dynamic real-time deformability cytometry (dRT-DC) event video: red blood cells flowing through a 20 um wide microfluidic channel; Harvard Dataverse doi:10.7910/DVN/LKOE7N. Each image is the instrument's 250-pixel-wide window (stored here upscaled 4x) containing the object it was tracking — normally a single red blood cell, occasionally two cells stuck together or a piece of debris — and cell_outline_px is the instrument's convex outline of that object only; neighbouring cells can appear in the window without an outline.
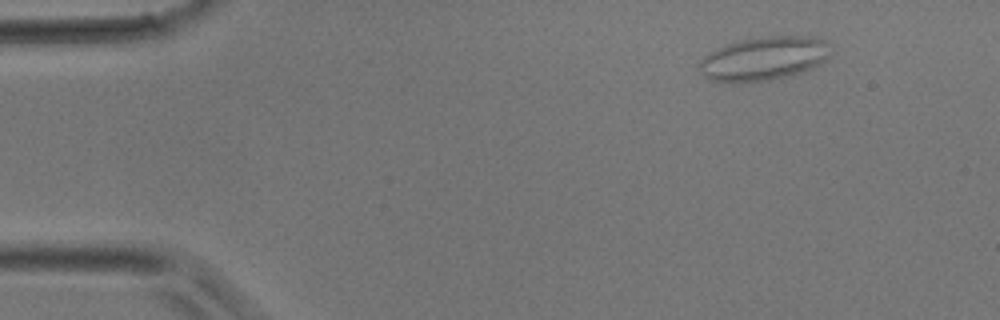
{"species": "common noctule bat (a hibernating species)", "species_latin": "Nyctalus noctula", "temperature_condition": "room temperature", "stored_images_in_passage": 41, "camera_frame_rate_fps": 3000, "um_per_image_px": 0.085, "animal": {"sex": "male", "body_mass_g": 17.9}, "frame": {"image": 1, "passage_image": 5, "time_ms": 1.333, "image_size_px": [1000, 320], "cell_outline_px": [[836, 52], [812, 68], [788, 76], [772, 80], [712, 80], [704, 76], [700, 72], [700, 64], [704, 56], [716, 48], [728, 44], [744, 40], [768, 36], [820, 36]], "centroid_in_image_um": [65.04, 4.93], "position_along_channel_um": 20.0, "area_um2": 32.95}}
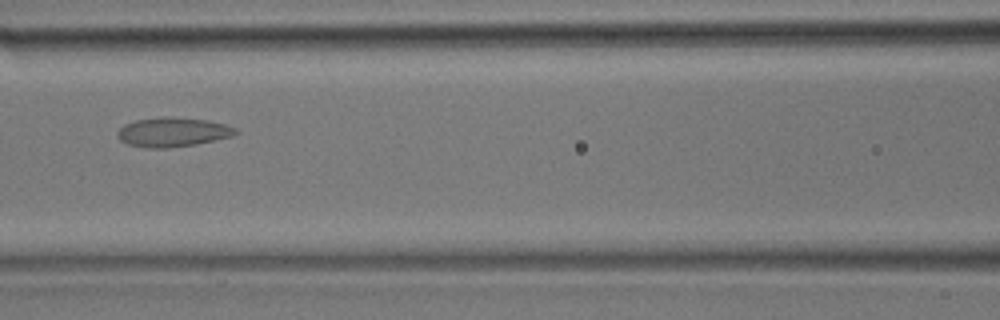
{"frame": {"image": 2, "passage_image": 18, "time_ms": 5.667, "image_size_px": [1000, 320], "cell_outline_px": [[240, 132], [232, 136], [196, 144], [168, 148], [148, 148], [128, 144], [120, 140], [116, 136], [116, 132], [124, 124], [136, 120], [160, 116], [168, 116], [204, 120], [224, 124], [236, 128]], "centroid_in_image_um": [14.65, 11.22], "position_along_channel_um": 152.0, "area_um2": 20.23}}
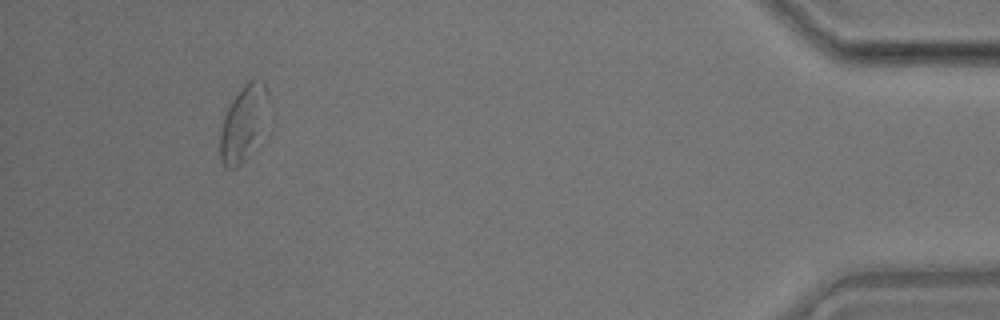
{"frame": {"image": 3, "passage_image": 38, "time_ms": 12.333, "image_size_px": [1000, 320], "cell_outline_px": [[268, 92], [252, 136], [240, 164], [236, 168], [228, 168], [220, 160], [220, 132], [224, 116], [232, 100], [244, 84], [248, 80], [264, 80]], "centroid_in_image_um": [20.51, 10.37], "position_along_channel_um": 414.7, "area_um2": 18.26}}